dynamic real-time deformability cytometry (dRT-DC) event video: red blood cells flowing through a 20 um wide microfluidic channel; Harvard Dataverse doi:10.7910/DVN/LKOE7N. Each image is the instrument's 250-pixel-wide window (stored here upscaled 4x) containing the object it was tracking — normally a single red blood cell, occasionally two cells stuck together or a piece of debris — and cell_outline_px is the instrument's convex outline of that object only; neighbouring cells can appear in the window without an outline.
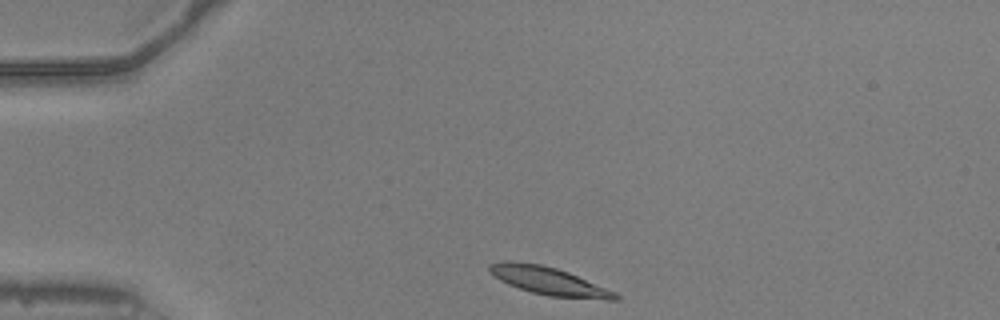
{"species": "common noctule bat (a hibernating species)", "species_latin": "Nyctalus noctula", "temperature_condition": "warm", "stored_images_in_passage": 41, "camera_frame_rate_fps": 3000, "um_per_image_px": 0.085, "animal": {"sex": "male", "body_mass_g": 20.5, "forearm_length_mm": 52.5}, "frame": {"image": 1, "passage_image": 1, "time_ms": 0.0, "image_size_px": [1000, 320], "cell_outline_px": [[620, 300], [608, 300], [548, 296], [532, 292], [508, 284], [500, 280], [488, 272], [488, 264], [500, 260], [512, 260], [540, 264], [556, 268], [568, 272], [616, 292], [620, 296]], "centroid_in_image_um": [46.62, 23.87], "position_along_channel_um": 38.4, "area_um2": 20.63}}
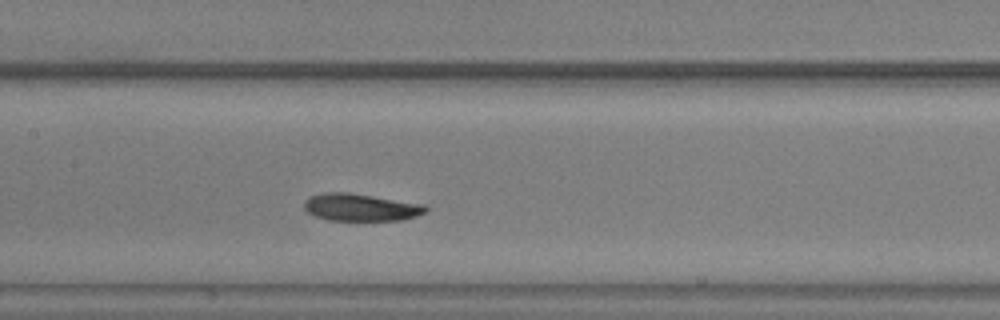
{"frame": {"image": 2, "passage_image": 15, "time_ms": 4.667, "image_size_px": [1000, 320], "cell_outline_px": [[428, 208], [424, 212], [416, 216], [400, 220], [328, 220], [316, 216], [308, 212], [304, 208], [304, 200], [308, 196], [324, 192], [348, 192], [428, 204]], "centroid_in_image_um": [30.67, 17.6], "position_along_channel_um": 176.7, "area_um2": 19.54}}
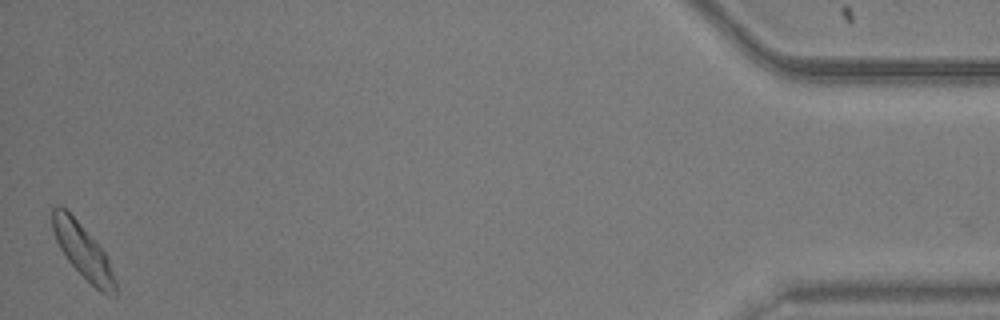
{"frame": {"image": 3, "passage_image": 41, "time_ms": 13.333, "image_size_px": [1000, 320], "cell_outline_px": [[116, 296], [100, 292], [68, 260], [60, 248], [56, 240], [52, 228], [52, 208], [56, 204], [60, 204], [80, 224], [104, 252], [112, 268], [116, 280]], "centroid_in_image_um": [7.04, 21.34], "position_along_channel_um": 428.2, "area_um2": 19.31}, "authors_computed_cell_mechanics": {"area_um2": 19.652, "velocity_mm_per_s": 3.8804, "shape_relaxation_time_tau1_ms": 2.8142, "shape_relaxation_time_tau2_ms": 7.0294, "deformation_change_tau1": 0.1227, "deformation_change_tau2": 0.1454}}